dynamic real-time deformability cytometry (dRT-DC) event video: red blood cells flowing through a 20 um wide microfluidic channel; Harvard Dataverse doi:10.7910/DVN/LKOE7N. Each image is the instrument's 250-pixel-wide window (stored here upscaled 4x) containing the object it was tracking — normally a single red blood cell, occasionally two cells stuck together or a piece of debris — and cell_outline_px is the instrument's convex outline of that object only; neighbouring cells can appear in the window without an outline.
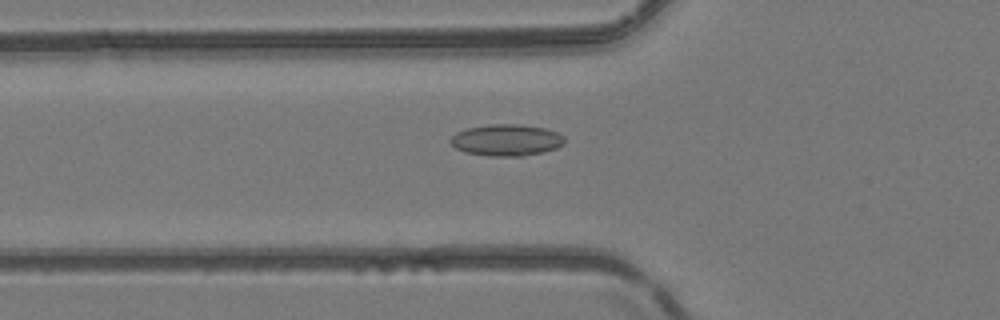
{"species": "common noctule bat (a hibernating species)", "species_latin": "Nyctalus noctula", "temperature_condition": "room temperature", "stored_images_in_passage": 47, "camera_frame_rate_fps": 3000, "um_per_image_px": 0.085, "animal": {"sex": "female", "body_mass_g": 24.6, "forearm_length_mm": 56.2}, "frame": {"image": 1, "passage_image": 15, "time_ms": 4.667, "image_size_px": [1000, 320], "cell_outline_px": [[564, 144], [556, 148], [544, 152], [524, 156], [488, 156], [464, 152], [456, 148], [448, 140], [456, 132], [468, 128], [488, 124], [520, 124], [544, 128], [556, 132], [564, 136]], "centroid_in_image_um": [43.04, 11.91], "position_along_channel_um": 82.8, "area_um2": 21.1}}
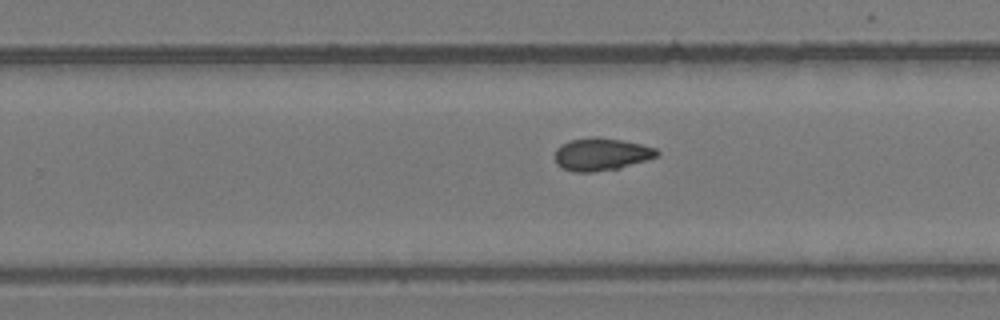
{"frame": {"image": 2, "passage_image": 29, "time_ms": 9.333, "image_size_px": [1000, 320], "cell_outline_px": [[660, 156], [620, 168], [592, 172], [572, 172], [556, 164], [552, 156], [556, 148], [560, 144], [568, 140], [592, 136], [620, 140], [640, 144], [656, 148], [660, 152]], "centroid_in_image_um": [51.06, 13.11], "position_along_channel_um": 278.7, "area_um2": 19.71}}
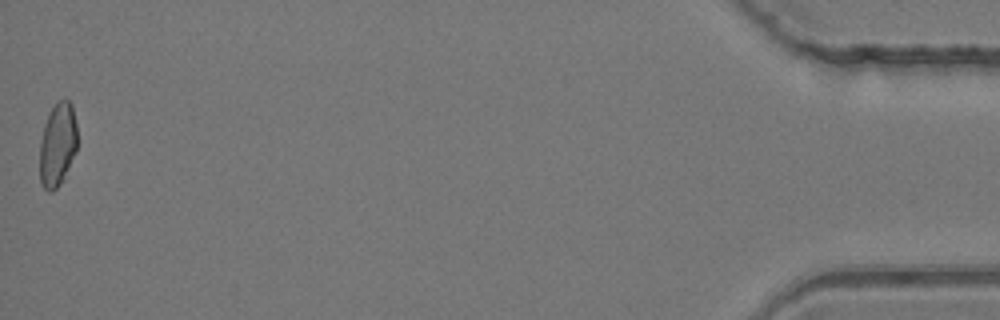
{"frame": {"image": 3, "passage_image": 47, "time_ms": 15.333, "image_size_px": [1000, 320], "cell_outline_px": [[76, 152], [60, 184], [52, 192], [48, 192], [44, 188], [40, 180], [40, 140], [44, 124], [48, 112], [64, 96], [72, 104], [76, 124]], "centroid_in_image_um": [4.88, 12.27], "position_along_channel_um": 430.3, "area_um2": 18.32}, "authors_computed_cell_mechanics": {"area_um2": 19.4208, "velocity_mm_per_s": 4.188, "shape_relaxation_time_tau1_ms": null, "shape_relaxation_time_tau2_ms": 3.1727, "deformation_change_tau1": null, "deformation_change_tau2": 0.0839}}